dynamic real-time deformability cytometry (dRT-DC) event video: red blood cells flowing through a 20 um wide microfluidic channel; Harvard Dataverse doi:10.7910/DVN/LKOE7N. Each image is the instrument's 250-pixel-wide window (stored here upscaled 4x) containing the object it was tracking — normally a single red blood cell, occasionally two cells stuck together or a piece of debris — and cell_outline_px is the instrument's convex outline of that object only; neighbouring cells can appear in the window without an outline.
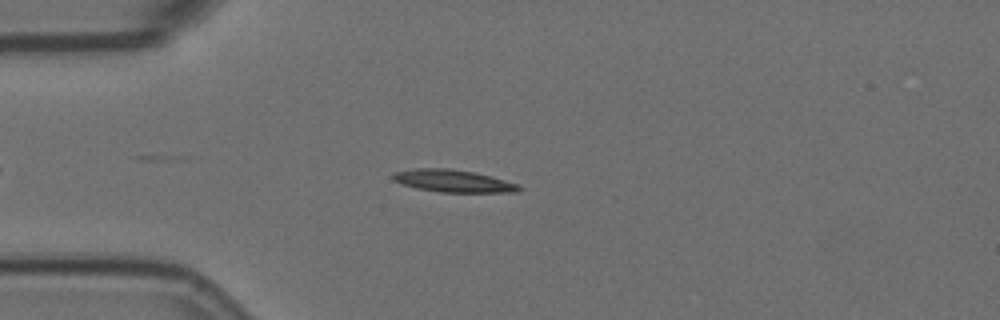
{"species": "Egyptian fruit bat (a non-hibernating species)", "species_latin": "Rousettus aegyptiacus", "temperature_condition": "room temperature", "stored_images_in_passage": 45, "camera_frame_rate_fps": 3000, "um_per_image_px": 0.085, "animal": {"sex": "female"}, "frame": {"image": 1, "passage_image": 11, "time_ms": 3.333, "image_size_px": [1000, 320], "cell_outline_px": [[524, 188], [520, 192], [440, 192], [416, 188], [400, 184], [392, 180], [392, 172], [416, 168], [448, 168], [476, 172], [520, 184]], "centroid_in_image_um": [38.53, 15.38], "position_along_channel_um": 46.5, "area_um2": 16.76}}
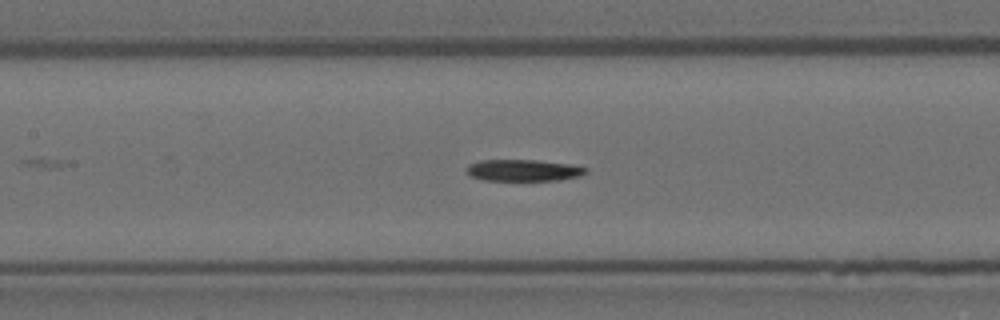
{"frame": {"image": 2, "passage_image": 22, "time_ms": 7.0, "image_size_px": [1000, 320], "cell_outline_px": [[588, 172], [580, 176], [560, 180], [484, 180], [468, 176], [464, 172], [468, 164], [480, 160], [536, 160], [572, 164], [588, 168]], "centroid_in_image_um": [44.47, 14.47], "position_along_channel_um": 162.9, "area_um2": 15.26}}
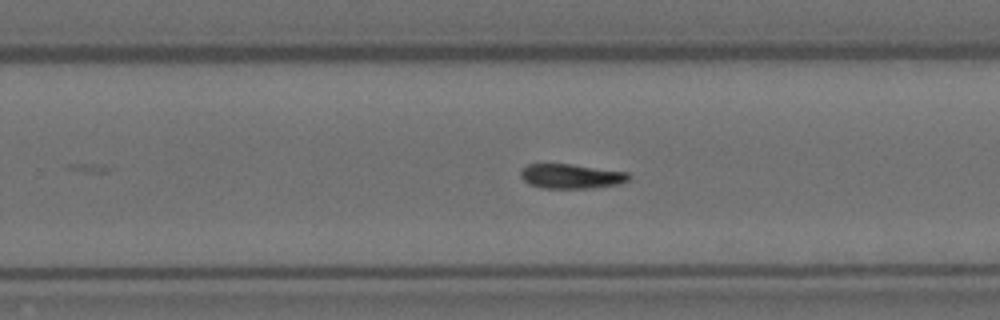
{"frame": {"image": 3, "passage_image": 32, "time_ms": 10.333, "image_size_px": [1000, 320], "cell_outline_px": [[632, 180], [620, 184], [592, 188], [540, 188], [528, 184], [520, 176], [520, 168], [528, 164], [572, 164], [628, 172], [632, 176]], "centroid_in_image_um": [48.57, 14.98], "position_along_channel_um": 281.2, "area_um2": 15.84}, "authors_computed_cell_mechanics": {"area_um2": 15.4326, "velocity_mm_per_s": 3.5744, "shape_relaxation_time_tau1_ms": 4.3024, "shape_relaxation_time_tau2_ms": null, "deformation_change_tau1": 0.1631, "deformation_change_tau2": null}}